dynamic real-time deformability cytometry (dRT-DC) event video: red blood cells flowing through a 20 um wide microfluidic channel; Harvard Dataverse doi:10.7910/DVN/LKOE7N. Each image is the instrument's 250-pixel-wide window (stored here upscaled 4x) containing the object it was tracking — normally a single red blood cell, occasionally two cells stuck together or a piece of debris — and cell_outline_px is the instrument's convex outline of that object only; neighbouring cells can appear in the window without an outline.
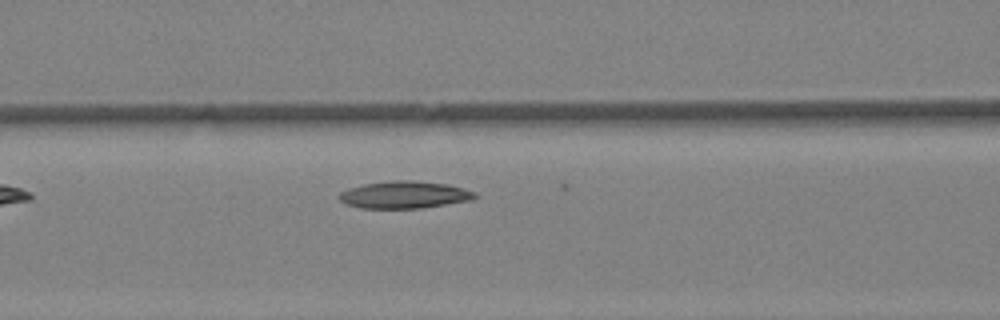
{"species": "Egyptian fruit bat (a non-hibernating species)", "species_latin": "Rousettus aegyptiacus", "temperature_condition": "warm", "stored_images_in_passage": 5, "camera_frame_rate_fps": 3000, "um_per_image_px": 0.085, "animal": {"sex": "female"}, "frame": {"image": 1, "passage_image": 4, "time_ms": 1.0, "image_size_px": [1000, 320], "cell_outline_px": [[480, 196], [472, 200], [420, 208], [360, 208], [344, 204], [340, 200], [340, 192], [348, 188], [364, 184], [392, 180], [408, 180], [444, 184], [464, 188], [476, 192]], "centroid_in_image_um": [34.38, 16.56], "position_along_channel_um": 132.2, "area_um2": 21.5}}